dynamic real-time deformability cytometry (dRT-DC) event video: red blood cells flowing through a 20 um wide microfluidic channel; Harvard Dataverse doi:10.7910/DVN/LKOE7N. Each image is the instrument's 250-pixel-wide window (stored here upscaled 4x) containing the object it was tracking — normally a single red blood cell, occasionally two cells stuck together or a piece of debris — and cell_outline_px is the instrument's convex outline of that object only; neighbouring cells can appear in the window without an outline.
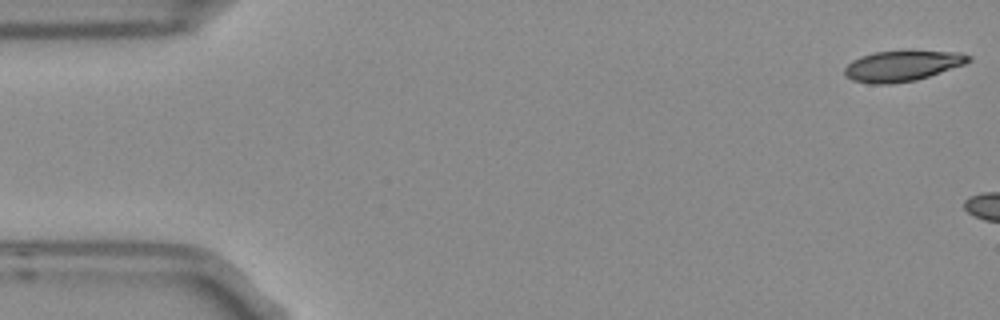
{"species": "Egyptian fruit bat (a non-hibernating species)", "species_latin": "Rousettus aegyptiacus", "temperature_condition": "room temperature", "stored_images_in_passage": 3, "camera_frame_rate_fps": 3000, "um_per_image_px": 0.085, "frame": {"image": 1, "passage_image": 1, "time_ms": 0.0, "image_size_px": [1000, 320], "cell_outline_px": [[972, 60], [964, 64], [916, 80], [892, 84], [872, 84], [852, 80], [844, 72], [844, 68], [852, 60], [860, 56], [876, 52], [908, 48], [960, 52], [972, 56]], "centroid_in_image_um": [76.73, 5.55], "position_along_channel_um": 8.3, "area_um2": 22.83}}